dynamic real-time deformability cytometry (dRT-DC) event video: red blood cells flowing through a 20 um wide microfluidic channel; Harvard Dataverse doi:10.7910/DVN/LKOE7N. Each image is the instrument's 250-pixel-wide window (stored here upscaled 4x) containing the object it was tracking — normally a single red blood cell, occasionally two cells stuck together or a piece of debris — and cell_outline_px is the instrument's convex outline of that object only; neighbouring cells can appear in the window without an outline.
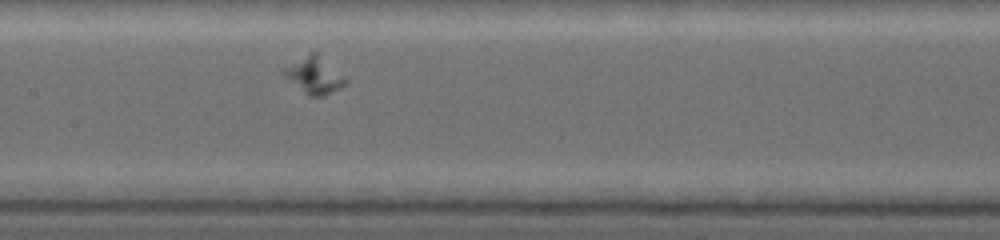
{"species": "common noctule bat (a hibernating species)", "species_latin": "Nyctalus noctula", "temperature_condition": "warm", "stored_images_in_passage": 32, "camera_frame_rate_fps": 5000, "um_per_image_px": 0.085, "animal": {"sex": "female", "body_mass_g": 19.0, "forearm_length_mm": 53.3}, "frame": {"image": 1, "passage_image": 9, "time_ms": 3.4, "image_size_px": [1000, 240], "cell_outline_px": [[348, 80], [344, 84], [328, 92], [316, 96], [312, 96], [284, 76], [280, 72], [284, 68], [312, 52], [316, 52]], "centroid_in_image_um": [26.69, 6.37], "position_along_channel_um": 180.7, "area_um2": 12.08}}